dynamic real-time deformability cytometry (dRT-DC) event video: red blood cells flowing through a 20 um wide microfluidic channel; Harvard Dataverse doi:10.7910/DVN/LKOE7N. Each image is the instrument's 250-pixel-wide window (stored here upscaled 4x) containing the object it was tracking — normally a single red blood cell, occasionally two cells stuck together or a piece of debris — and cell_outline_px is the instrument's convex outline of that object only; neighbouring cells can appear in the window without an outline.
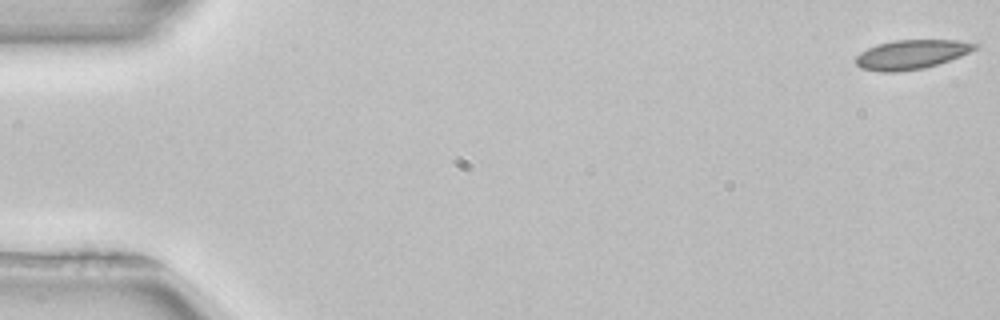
{"species": "common noctule bat (a hibernating species)", "species_latin": "Nyctalus noctula", "temperature_condition": "room temperature", "stored_images_in_passage": 53, "camera_frame_rate_fps": 3000, "um_per_image_px": 0.085, "animal": {"sex": "female", "body_mass_g": 22.7, "forearm_length_mm": 54.2}, "frame": {"image": 1, "passage_image": 1, "time_ms": 0.0, "image_size_px": [1000, 320], "cell_outline_px": [[980, 44], [976, 48], [960, 56], [924, 68], [896, 72], [880, 72], [860, 68], [856, 64], [856, 56], [860, 52], [876, 44], [892, 40], [960, 40]], "centroid_in_image_um": [77.43, 4.62], "position_along_channel_um": 7.6, "area_um2": 20.29}}
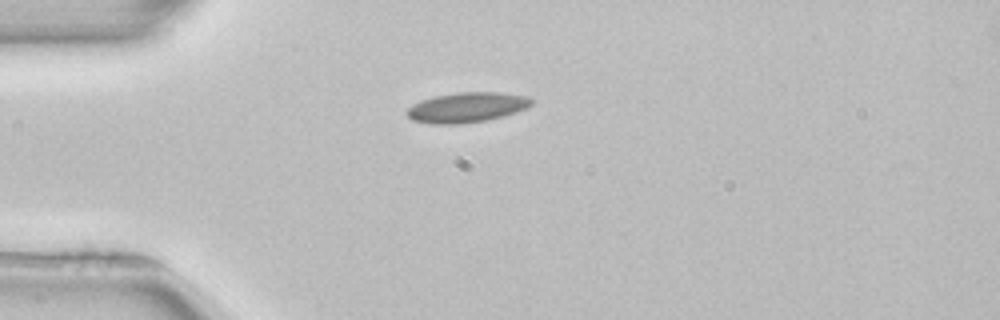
{"frame": {"image": 2, "passage_image": 14, "time_ms": 4.333, "image_size_px": [1000, 320], "cell_outline_px": [[532, 104], [528, 108], [516, 112], [488, 120], [456, 124], [432, 124], [412, 120], [404, 112], [412, 104], [436, 96], [456, 92], [500, 92], [528, 96], [532, 100]], "centroid_in_image_um": [39.69, 9.13], "position_along_channel_um": 45.3, "area_um2": 21.85}}
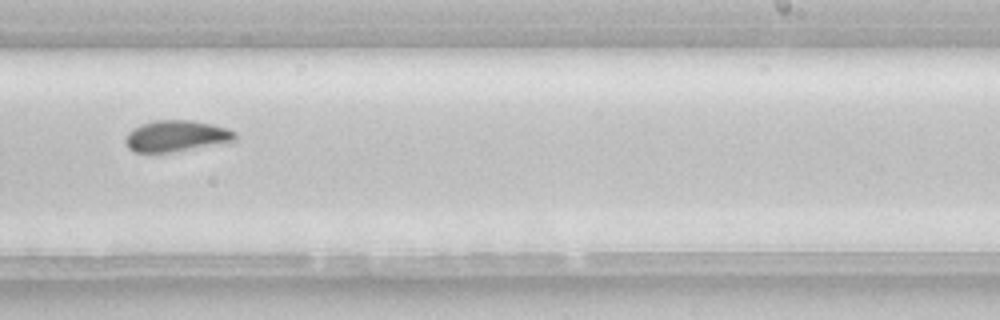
{"frame": {"image": 3, "passage_image": 33, "time_ms": 10.667, "image_size_px": [1000, 320], "cell_outline_px": [[236, 140], [172, 152], [132, 152], [128, 148], [124, 140], [124, 136], [132, 128], [140, 124], [156, 120], [192, 120], [212, 124], [236, 132]], "centroid_in_image_um": [14.91, 11.55], "position_along_channel_um": 274.1, "area_um2": 19.88}, "authors_computed_cell_mechanics": {"area_um2": 20.0566, "velocity_mm_per_s": 3.9309, "shape_relaxation_time_tau1_ms": null, "shape_relaxation_time_tau2_ms": 4.7757, "deformation_change_tau1": null, "deformation_change_tau2": 0.0757}}